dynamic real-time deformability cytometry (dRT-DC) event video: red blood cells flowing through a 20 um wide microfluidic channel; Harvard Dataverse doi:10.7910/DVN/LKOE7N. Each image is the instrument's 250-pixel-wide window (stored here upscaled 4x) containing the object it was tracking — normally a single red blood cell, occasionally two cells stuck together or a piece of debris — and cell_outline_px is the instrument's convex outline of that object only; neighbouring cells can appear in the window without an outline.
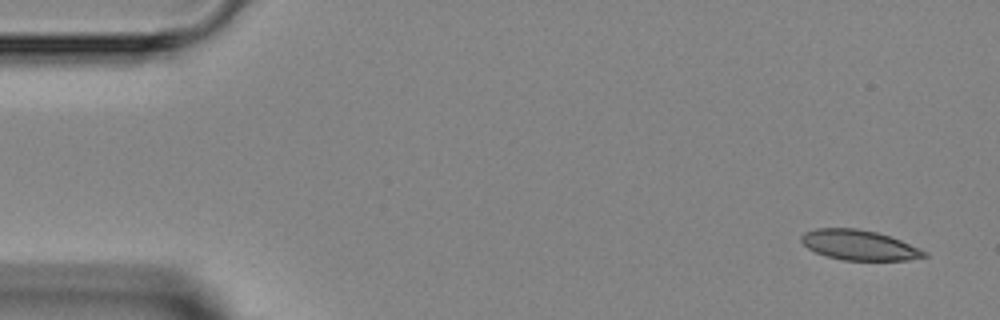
{"species": "Egyptian fruit bat (a non-hibernating species)", "species_latin": "Rousettus aegyptiacus", "temperature_condition": "room temperature", "stored_images_in_passage": 4, "camera_frame_rate_fps": 3000, "um_per_image_px": 0.085, "animal": {"sex": "female"}, "frame": {"image": 1, "passage_image": 1, "time_ms": 0.0, "image_size_px": [1000, 320], "cell_outline_px": [[928, 256], [908, 260], [844, 260], [828, 256], [816, 252], [808, 248], [800, 240], [800, 236], [804, 232], [816, 228], [856, 228], [876, 232], [900, 240], [928, 252]], "centroid_in_image_um": [73.02, 20.83], "position_along_channel_um": 12.0, "area_um2": 21.39}}
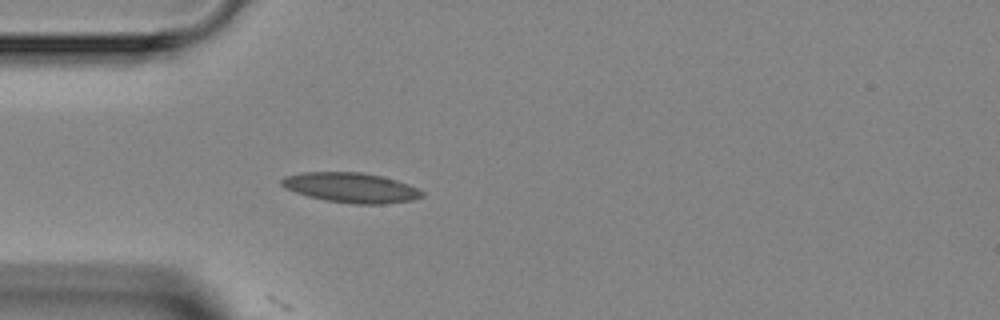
{"frame": {"image": 2, "passage_image": 4, "time_ms": 3.667, "image_size_px": [1000, 320], "cell_outline_px": [[424, 196], [412, 200], [384, 204], [352, 204], [324, 200], [308, 196], [284, 188], [280, 184], [280, 180], [284, 176], [300, 172], [360, 172], [380, 176], [396, 180], [408, 184], [424, 192]], "centroid_in_image_um": [29.8, 15.95], "position_along_channel_um": 55.2, "area_um2": 24.57}}